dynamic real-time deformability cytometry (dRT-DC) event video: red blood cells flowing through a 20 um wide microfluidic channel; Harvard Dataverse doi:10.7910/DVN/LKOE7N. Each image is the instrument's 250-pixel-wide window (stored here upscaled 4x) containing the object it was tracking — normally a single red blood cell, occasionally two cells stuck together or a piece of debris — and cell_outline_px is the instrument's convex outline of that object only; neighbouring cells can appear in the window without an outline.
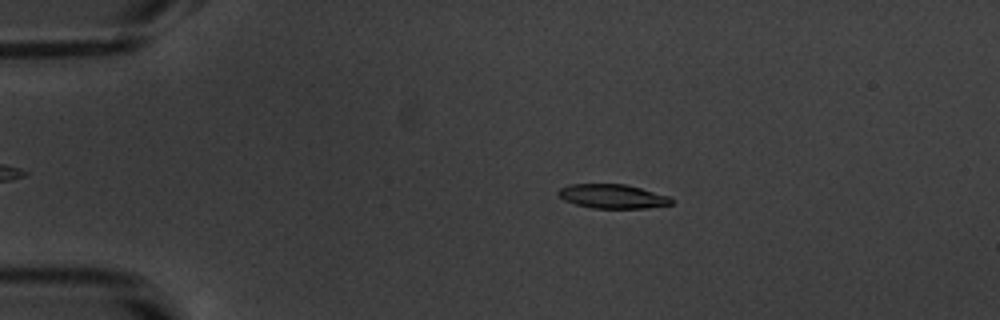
{"species": "common noctule bat (a hibernating species)", "species_latin": "Nyctalus noctula", "temperature_condition": "warm", "stored_images_in_passage": 46, "camera_frame_rate_fps": 3000, "um_per_image_px": 0.085, "animal": {"sex": "male", "body_mass_g": 20.1, "forearm_length_mm": 53.5}, "frame": {"image": 1, "passage_image": 11, "time_ms": 3.333, "image_size_px": [1000, 320], "cell_outline_px": [[676, 200], [672, 204], [644, 208], [592, 208], [576, 204], [564, 200], [556, 192], [560, 188], [568, 184], [624, 184], [640, 188], [668, 196]], "centroid_in_image_um": [52.06, 16.69], "position_along_channel_um": 32.9, "area_um2": 15.84}}
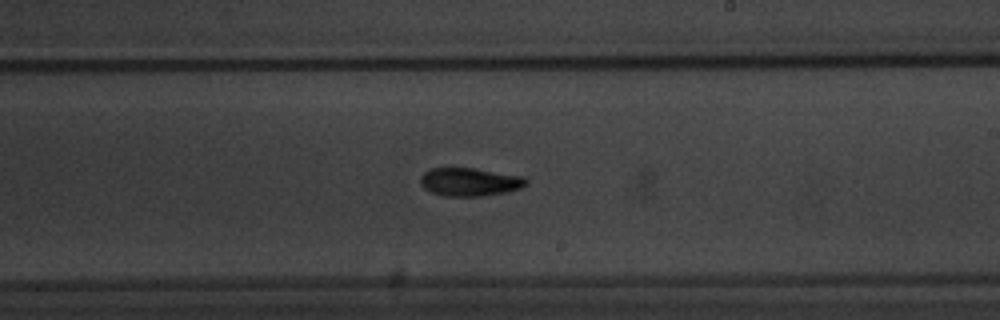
{"frame": {"image": 2, "passage_image": 32, "time_ms": 10.333, "image_size_px": [1000, 320], "cell_outline_px": [[528, 184], [520, 188], [504, 192], [480, 196], [444, 196], [432, 192], [424, 188], [420, 184], [420, 176], [424, 172], [432, 168], [472, 168], [524, 176], [528, 180]], "centroid_in_image_um": [39.92, 15.46], "position_along_channel_um": 249.1, "area_um2": 17.34}}
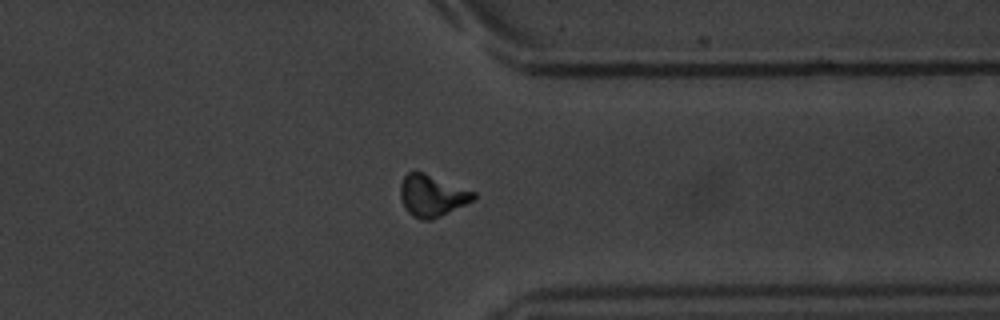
{"frame": {"image": 3, "passage_image": 42, "time_ms": 13.667, "image_size_px": [1000, 320], "cell_outline_px": [[476, 196], [472, 200], [432, 220], [420, 220], [412, 216], [404, 208], [400, 196], [400, 184], [404, 176], [408, 172], [424, 172], [476, 192]], "centroid_in_image_um": [36.68, 16.63], "position_along_channel_um": 374.7, "area_um2": 17.69}, "authors_computed_cell_mechanics": {"area_um2": 16.8487, "velocity_mm_per_s": 3.8354, "shape_relaxation_time_tau1_ms": 3.329, "shape_relaxation_time_tau2_ms": 5.32, "deformation_change_tau1": 0.183, "deformation_change_tau2": 0.1342}}